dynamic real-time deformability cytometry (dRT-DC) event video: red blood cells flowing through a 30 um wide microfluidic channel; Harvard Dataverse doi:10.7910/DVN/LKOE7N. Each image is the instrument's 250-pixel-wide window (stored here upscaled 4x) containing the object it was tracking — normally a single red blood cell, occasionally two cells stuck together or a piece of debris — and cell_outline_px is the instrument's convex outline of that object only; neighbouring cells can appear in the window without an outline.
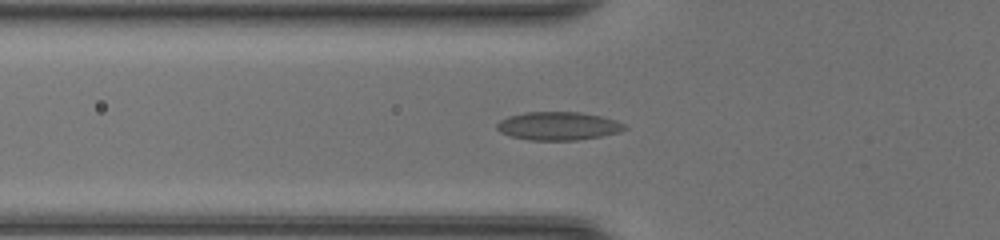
{"species": "common noctule bat (a hibernating species)", "species_latin": "Nyctalus noctula", "temperature_condition": "room temperature", "stored_images_in_passage": 46, "camera_frame_rate_fps": 3000, "um_per_image_px": 0.085, "animal": {"sex": "female", "body_mass_g": 20.0, "forearm_length_mm": 54.0}, "frame": {"image": 1, "passage_image": 18, "time_ms": 5.667, "image_size_px": [1000, 240], "cell_outline_px": [[628, 128], [620, 132], [600, 136], [576, 140], [528, 140], [512, 136], [500, 132], [496, 128], [496, 124], [500, 120], [508, 116], [524, 112], [580, 112], [600, 116], [616, 120], [624, 124]], "centroid_in_image_um": [47.44, 10.7], "position_along_channel_um": 78.4, "area_um2": 21.04}}
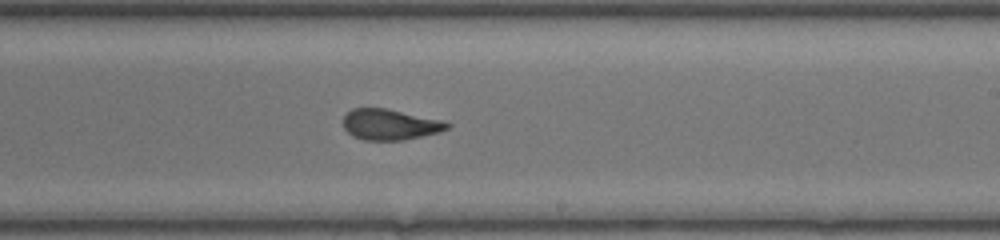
{"frame": {"image": 2, "passage_image": 30, "time_ms": 9.667, "image_size_px": [1000, 240], "cell_outline_px": [[452, 124], [448, 128], [440, 132], [404, 140], [364, 140], [352, 136], [344, 128], [344, 116], [352, 108], [384, 108], [444, 120]], "centroid_in_image_um": [33.17, 10.58], "position_along_channel_um": 255.8, "area_um2": 18.67}}
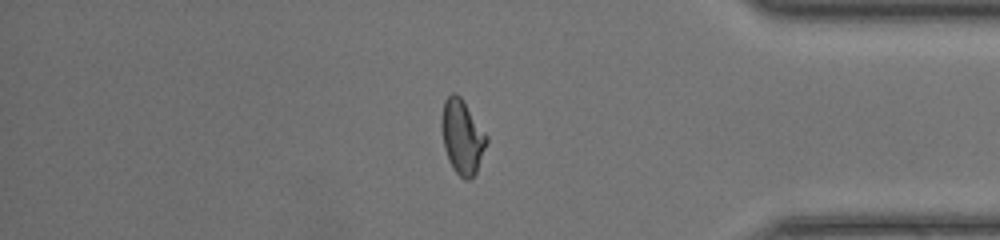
{"frame": {"image": 3, "passage_image": 41, "time_ms": 13.333, "image_size_px": [1000, 240], "cell_outline_px": [[488, 140], [476, 172], [472, 180], [464, 180], [452, 168], [448, 160], [444, 148], [440, 128], [440, 120], [444, 100], [452, 92], [456, 92], [460, 96], [488, 136]], "centroid_in_image_um": [39.26, 11.63], "position_along_channel_um": 395.9, "area_um2": 19.71}}